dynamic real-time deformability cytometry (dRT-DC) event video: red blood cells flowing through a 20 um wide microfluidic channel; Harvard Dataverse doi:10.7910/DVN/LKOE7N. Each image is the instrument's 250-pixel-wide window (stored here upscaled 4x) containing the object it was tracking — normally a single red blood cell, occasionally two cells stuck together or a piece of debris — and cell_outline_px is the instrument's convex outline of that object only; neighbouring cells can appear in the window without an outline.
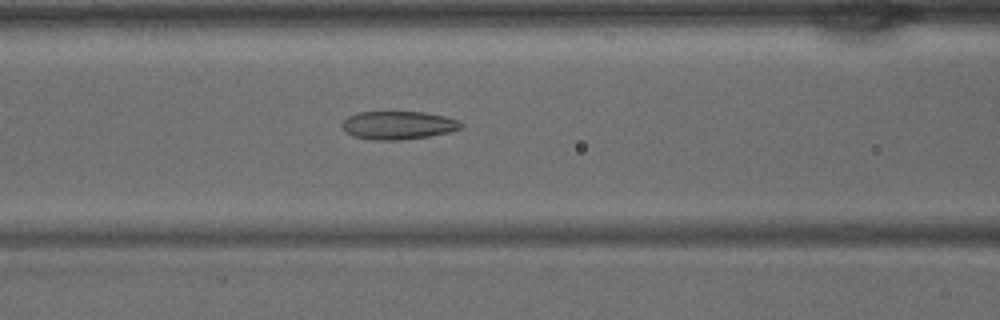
{"species": "common noctule bat (a hibernating species)", "species_latin": "Nyctalus noctula", "temperature_condition": "warm", "stored_images_in_passage": 40, "camera_frame_rate_fps": 3000, "um_per_image_px": 0.085, "animal": {"sex": "male", "body_mass_g": 15.6}, "frame": {"image": 1, "passage_image": 16, "time_ms": 5.0, "image_size_px": [1000, 320], "cell_outline_px": [[464, 128], [448, 132], [428, 136], [400, 140], [372, 140], [352, 136], [344, 128], [344, 120], [348, 116], [356, 112], [424, 112], [444, 116], [460, 120], [464, 124]], "centroid_in_image_um": [33.9, 10.64], "position_along_channel_um": 132.7, "area_um2": 19.54}}
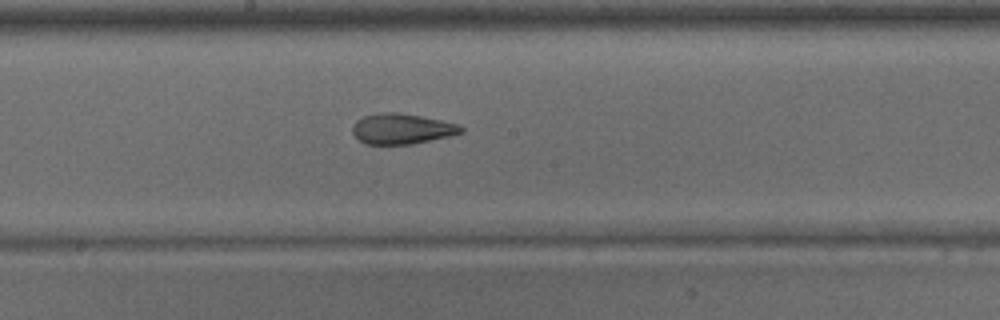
{"frame": {"image": 2, "passage_image": 21, "time_ms": 6.667, "image_size_px": [1000, 320], "cell_outline_px": [[464, 132], [452, 136], [412, 144], [364, 144], [352, 132], [352, 128], [356, 120], [364, 116], [380, 112], [400, 112], [460, 124], [464, 128]], "centroid_in_image_um": [34.19, 10.95], "position_along_channel_um": 214.0, "area_um2": 19.42}}
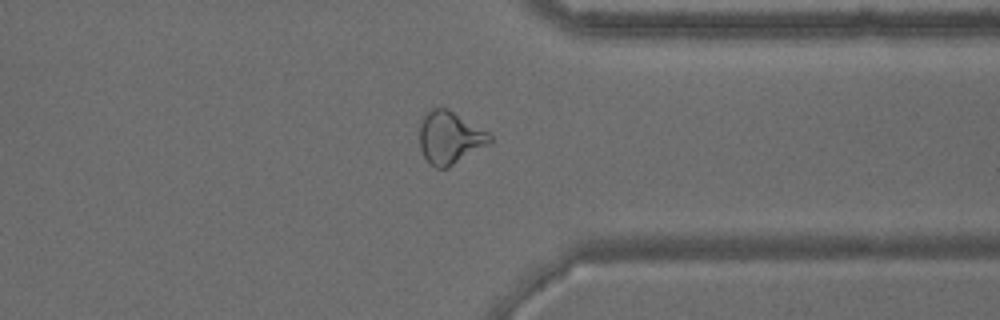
{"frame": {"image": 3, "passage_image": 31, "time_ms": 10.0, "image_size_px": [1000, 320], "cell_outline_px": [[492, 140], [488, 144], [448, 168], [436, 168], [428, 164], [420, 148], [420, 120], [424, 112], [432, 108], [448, 108], [488, 132], [492, 136]], "centroid_in_image_um": [38.2, 11.69], "position_along_channel_um": 373.2, "area_um2": 21.62}}